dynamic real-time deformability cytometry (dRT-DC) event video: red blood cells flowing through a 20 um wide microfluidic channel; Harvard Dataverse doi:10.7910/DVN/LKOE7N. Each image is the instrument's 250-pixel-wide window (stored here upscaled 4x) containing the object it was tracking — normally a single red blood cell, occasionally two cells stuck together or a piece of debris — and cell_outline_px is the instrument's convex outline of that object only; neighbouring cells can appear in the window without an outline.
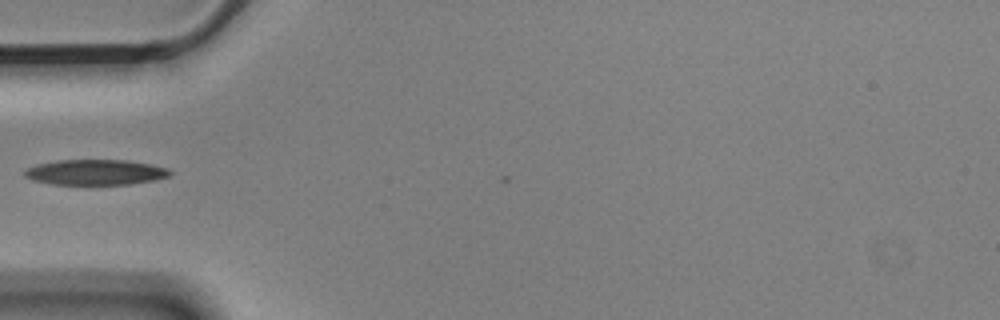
{"species": "Egyptian fruit bat (a non-hibernating species)", "species_latin": "Rousettus aegyptiacus", "temperature_condition": "cold", "stored_images_in_passage": 4, "camera_frame_rate_fps": 3000, "um_per_image_px": 0.085, "animal": {"sex": "male"}, "frame": {"image": 1, "passage_image": 2, "time_ms": 0.333, "image_size_px": [1000, 320], "cell_outline_px": [[172, 172], [168, 176], [156, 180], [132, 184], [52, 184], [32, 180], [24, 176], [24, 172], [28, 168], [36, 164], [56, 160], [128, 160], [152, 164], [168, 168]], "centroid_in_image_um": [8.13, 14.63], "position_along_channel_um": 76.9, "area_um2": 21.62}}